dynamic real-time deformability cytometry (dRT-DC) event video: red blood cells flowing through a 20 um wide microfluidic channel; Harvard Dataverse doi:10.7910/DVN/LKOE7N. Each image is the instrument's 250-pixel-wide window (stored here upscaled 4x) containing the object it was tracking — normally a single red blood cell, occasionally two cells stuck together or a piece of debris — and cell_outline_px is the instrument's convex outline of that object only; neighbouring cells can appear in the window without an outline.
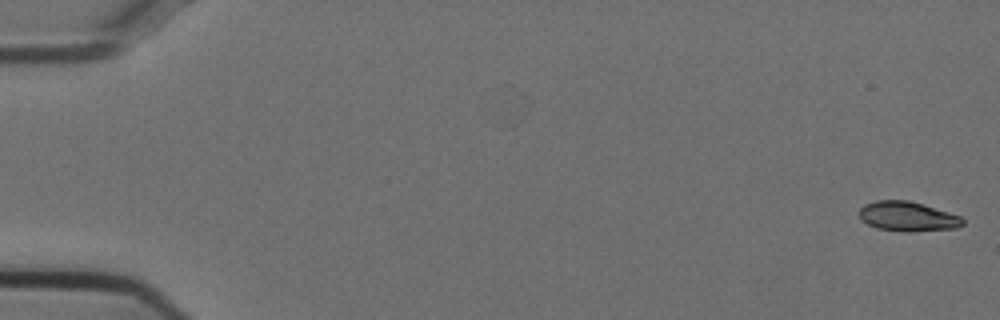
{"species": "Egyptian fruit bat (a non-hibernating species)", "species_latin": "Rousettus aegyptiacus", "temperature_condition": "cold", "stored_images_in_passage": 8, "camera_frame_rate_fps": 3000, "um_per_image_px": 0.085, "animal": {"sex": "female"}, "frame": {"image": 1, "passage_image": 1, "time_ms": 0.0, "image_size_px": [1000, 320], "cell_outline_px": [[964, 224], [956, 228], [912, 232], [908, 232], [876, 228], [860, 220], [860, 208], [864, 204], [876, 200], [908, 200], [924, 204], [960, 216], [964, 220]], "centroid_in_image_um": [77.14, 18.4], "position_along_channel_um": 7.9, "area_um2": 17.98}}